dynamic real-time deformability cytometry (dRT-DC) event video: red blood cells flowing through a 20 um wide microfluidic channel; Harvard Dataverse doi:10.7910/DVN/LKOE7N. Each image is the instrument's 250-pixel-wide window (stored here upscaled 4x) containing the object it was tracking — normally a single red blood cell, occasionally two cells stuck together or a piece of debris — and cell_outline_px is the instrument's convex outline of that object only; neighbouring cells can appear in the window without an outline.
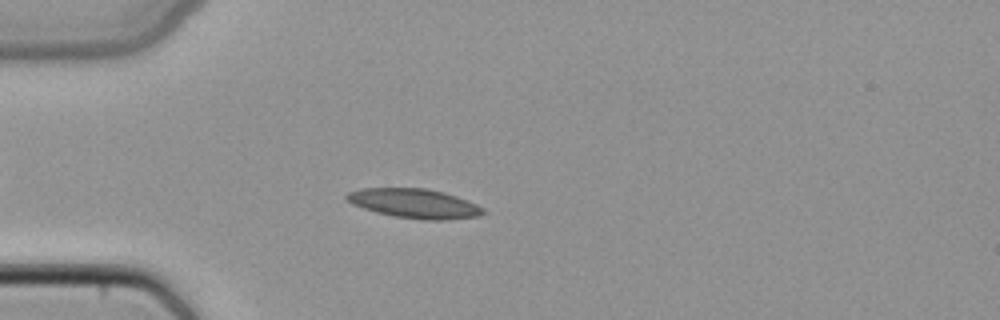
{"species": "common noctule bat (a hibernating species)", "species_latin": "Nyctalus noctula", "temperature_condition": "cold", "stored_images_in_passage": 49, "camera_frame_rate_fps": 3000, "um_per_image_px": 0.085, "animal": {"sex": "female", "body_mass_g": 22.7, "forearm_length_mm": 54.2}, "frame": {"image": 1, "passage_image": 14, "time_ms": 4.333, "image_size_px": [1000, 320], "cell_outline_px": [[484, 212], [476, 216], [444, 220], [428, 220], [396, 216], [376, 212], [352, 204], [344, 196], [348, 192], [360, 188], [424, 188], [444, 192], [456, 196], [476, 204], [484, 208]], "centroid_in_image_um": [35.19, 17.28], "position_along_channel_um": 49.8, "area_um2": 23.06}}
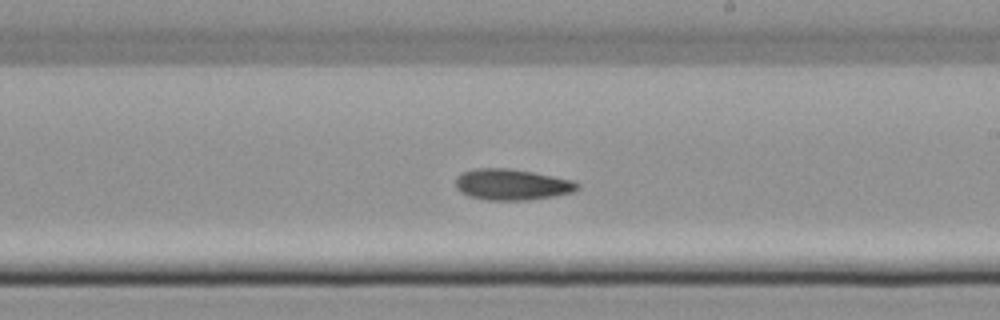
{"frame": {"image": 2, "passage_image": 29, "time_ms": 9.333, "image_size_px": [1000, 320], "cell_outline_px": [[580, 188], [572, 192], [552, 196], [528, 200], [488, 200], [468, 196], [460, 192], [456, 188], [456, 176], [460, 172], [476, 168], [508, 168], [532, 172], [572, 180], [580, 184]], "centroid_in_image_um": [43.47, 15.68], "position_along_channel_um": 245.5, "area_um2": 22.08}}
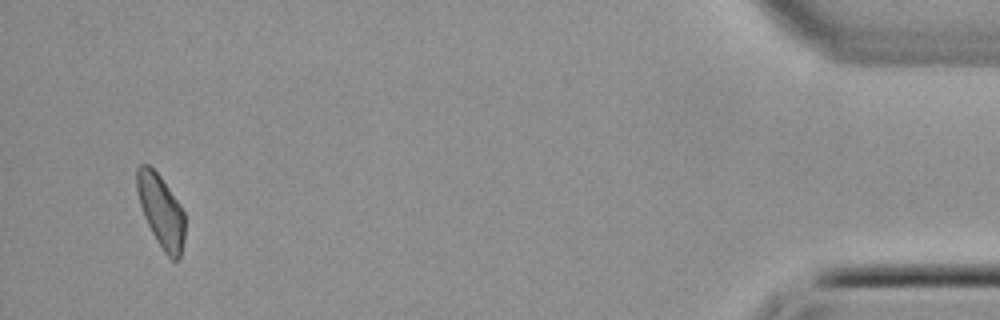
{"frame": {"image": 3, "passage_image": 47, "time_ms": 15.333, "image_size_px": [1000, 320], "cell_outline_px": [[184, 240], [180, 256], [176, 260], [172, 260], [164, 252], [156, 240], [144, 216], [140, 204], [136, 188], [136, 168], [140, 164], [148, 164], [160, 176], [180, 204], [184, 212]], "centroid_in_image_um": [13.68, 17.92], "position_along_channel_um": 421.5, "area_um2": 20.17}}